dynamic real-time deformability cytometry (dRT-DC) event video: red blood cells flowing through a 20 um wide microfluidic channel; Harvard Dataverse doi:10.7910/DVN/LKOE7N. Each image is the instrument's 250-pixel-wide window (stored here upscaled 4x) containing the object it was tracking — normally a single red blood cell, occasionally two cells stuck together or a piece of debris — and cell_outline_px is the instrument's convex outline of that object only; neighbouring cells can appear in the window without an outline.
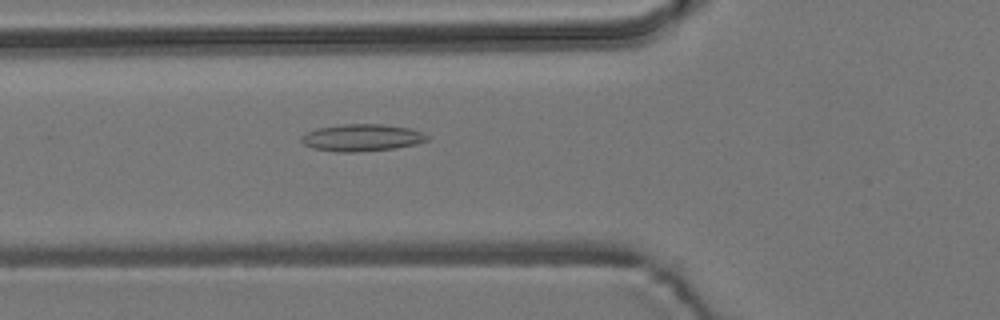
{"species": "common noctule bat (a hibernating species)", "species_latin": "Nyctalus noctula", "temperature_condition": "room temperature", "stored_images_in_passage": 55, "camera_frame_rate_fps": 3000, "um_per_image_px": 0.085, "animal": {"sex": "male", "body_mass_g": 19.2, "forearm_length_mm": 51.8}, "frame": {"image": 1, "passage_image": 20, "time_ms": 6.333, "image_size_px": [1000, 320], "cell_outline_px": [[428, 140], [416, 144], [396, 148], [356, 152], [336, 152], [312, 148], [304, 144], [300, 140], [300, 136], [304, 132], [316, 128], [344, 124], [380, 124], [408, 128], [420, 132], [428, 136]], "centroid_in_image_um": [30.69, 11.7], "position_along_channel_um": 95.1, "area_um2": 19.88}}
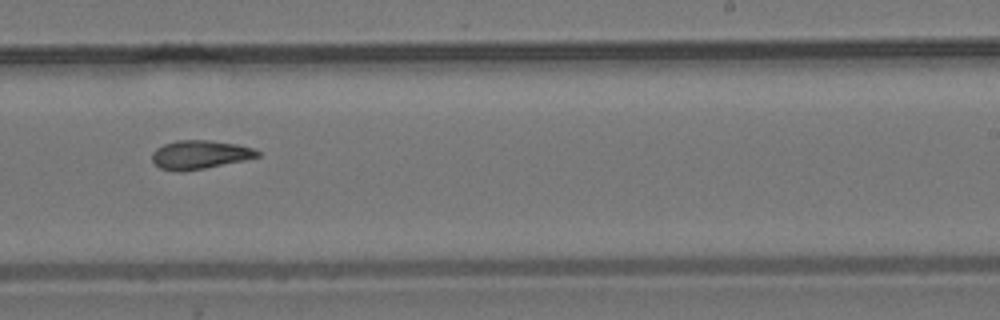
{"frame": {"image": 2, "passage_image": 34, "time_ms": 11.0, "image_size_px": [1000, 320], "cell_outline_px": [[260, 156], [244, 160], [204, 168], [180, 172], [176, 172], [160, 168], [152, 160], [152, 152], [156, 148], [164, 144], [176, 140], [208, 140], [236, 144], [252, 148], [260, 152]], "centroid_in_image_um": [16.95, 13.14], "position_along_channel_um": 272.0, "area_um2": 17.51}}
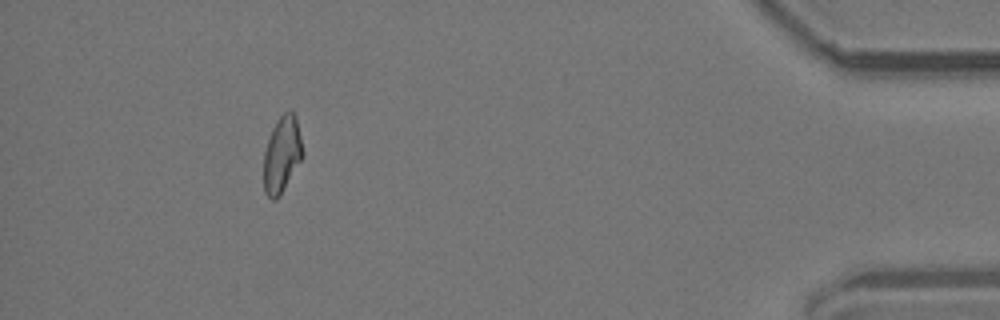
{"frame": {"image": 3, "passage_image": 50, "time_ms": 16.333, "image_size_px": [1000, 320], "cell_outline_px": [[304, 156], [280, 196], [276, 200], [272, 200], [264, 192], [264, 152], [272, 128], [276, 120], [288, 108], [292, 108], [296, 120], [304, 152]], "centroid_in_image_um": [23.97, 13.13], "position_along_channel_um": 411.2, "area_um2": 17.51}, "authors_computed_cell_mechanics": {"area_um2": 17.8602, "velocity_mm_per_s": 3.7923, "shape_relaxation_time_tau1_ms": null, "shape_relaxation_time_tau2_ms": 4.1526, "deformation_change_tau1": null, "deformation_change_tau2": 0.1228}}